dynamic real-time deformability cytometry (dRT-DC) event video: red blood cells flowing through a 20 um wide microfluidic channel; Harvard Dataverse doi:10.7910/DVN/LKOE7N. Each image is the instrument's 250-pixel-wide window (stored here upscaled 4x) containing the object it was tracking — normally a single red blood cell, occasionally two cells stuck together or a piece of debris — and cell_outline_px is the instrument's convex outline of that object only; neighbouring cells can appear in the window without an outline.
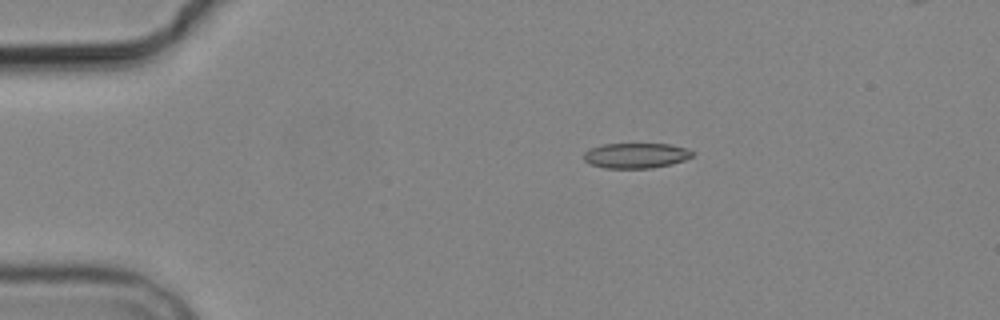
{"species": "common noctule bat (a hibernating species)", "species_latin": "Nyctalus noctula", "temperature_condition": "cold", "stored_images_in_passage": 4, "camera_frame_rate_fps": 3000, "um_per_image_px": 0.085, "animal": {"sex": "male", "body_mass_g": 19.2, "forearm_length_mm": 51.8}, "frame": {"image": 1, "passage_image": 1, "time_ms": 0.0, "image_size_px": [1000, 320], "cell_outline_px": [[696, 152], [692, 156], [684, 160], [672, 164], [652, 168], [604, 168], [592, 164], [584, 160], [584, 152], [592, 148], [604, 144], [668, 144], [688, 148]], "centroid_in_image_um": [54.1, 13.22], "position_along_channel_um": 30.9, "area_um2": 15.95}}
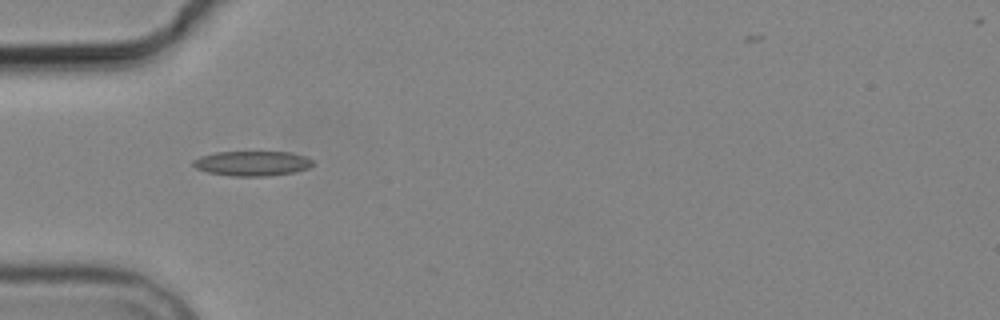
{"frame": {"image": 2, "passage_image": 3, "time_ms": 2.333, "image_size_px": [1000, 320], "cell_outline_px": [[312, 164], [308, 168], [292, 172], [268, 176], [232, 176], [208, 172], [196, 168], [192, 164], [192, 160], [200, 156], [216, 152], [288, 152], [304, 156], [312, 160]], "centroid_in_image_um": [21.39, 13.89], "position_along_channel_um": 63.6, "area_um2": 17.17}}
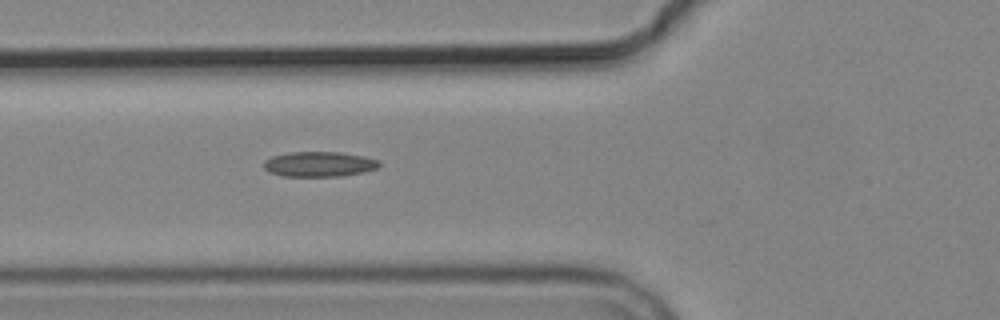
{"frame": {"image": 3, "passage_image": 4, "time_ms": 3.333, "image_size_px": [1000, 320], "cell_outline_px": [[380, 164], [376, 168], [364, 172], [340, 176], [284, 176], [268, 172], [264, 168], [264, 160], [272, 156], [288, 152], [340, 152], [364, 156], [380, 160]], "centroid_in_image_um": [27.12, 13.95], "position_along_channel_um": 98.7, "area_um2": 16.94}}